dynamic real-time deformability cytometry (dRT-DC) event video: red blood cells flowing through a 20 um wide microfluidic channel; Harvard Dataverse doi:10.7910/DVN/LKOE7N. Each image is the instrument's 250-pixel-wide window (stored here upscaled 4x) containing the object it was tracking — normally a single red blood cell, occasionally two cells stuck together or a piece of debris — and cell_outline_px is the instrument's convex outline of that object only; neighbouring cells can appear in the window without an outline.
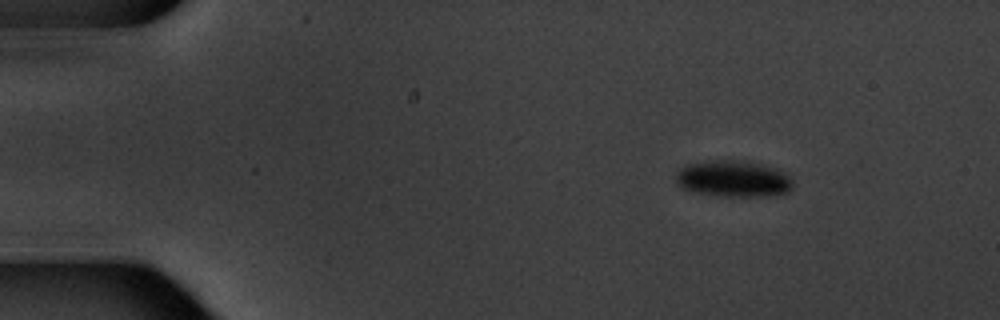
{"species": "common noctule bat (a hibernating species)", "species_latin": "Nyctalus noctula", "temperature_condition": "warm", "stored_images_in_passage": 4, "camera_frame_rate_fps": 3000, "um_per_image_px": 0.085, "animal": {"sex": "male", "body_mass_g": 20.1, "forearm_length_mm": 53.5}, "frame": {"image": 1, "passage_image": 1, "time_ms": 0.0, "image_size_px": [1000, 320], "cell_outline_px": [[792, 188], [788, 192], [772, 196], [716, 196], [684, 188], [676, 180], [676, 172], [684, 164], [708, 160], [732, 160], [760, 164], [776, 168], [788, 172], [792, 180]], "centroid_in_image_um": [62.37, 15.19], "position_along_channel_um": 22.6, "area_um2": 24.91}}
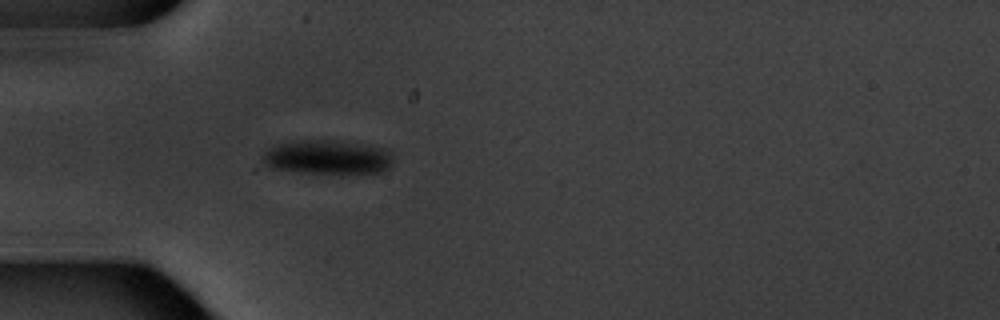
{"frame": {"image": 2, "passage_image": 4, "time_ms": 3.333, "image_size_px": [1000, 320], "cell_outline_px": [[392, 164], [388, 168], [380, 172], [340, 176], [300, 172], [272, 168], [264, 160], [264, 152], [268, 148], [276, 144], [300, 140], [336, 140], [388, 148], [392, 156]], "centroid_in_image_um": [27.91, 13.39], "position_along_channel_um": 57.1, "area_um2": 26.76}}